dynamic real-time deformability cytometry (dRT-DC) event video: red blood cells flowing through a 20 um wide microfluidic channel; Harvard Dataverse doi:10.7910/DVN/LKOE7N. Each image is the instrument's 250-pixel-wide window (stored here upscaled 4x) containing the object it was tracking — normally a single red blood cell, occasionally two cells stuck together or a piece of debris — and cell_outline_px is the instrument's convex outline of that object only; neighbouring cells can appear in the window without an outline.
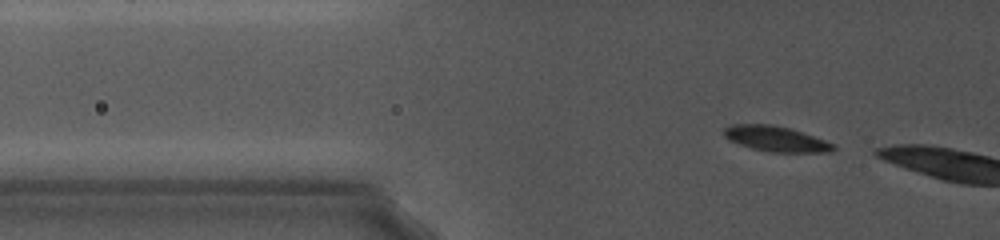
{"species": "common noctule bat (a hibernating species)", "species_latin": "Nyctalus noctula", "temperature_condition": "cold", "stored_images_in_passage": 10, "camera_frame_rate_fps": 5000, "um_per_image_px": 0.085, "animal": {"sex": "female", "body_mass_g": 19.0, "forearm_length_mm": 56.7}, "frame": {"image": 1, "passage_image": 6, "time_ms": 2.0, "image_size_px": [1000, 240], "cell_outline_px": [[836, 148], [832, 152], [768, 152], [752, 148], [728, 140], [724, 136], [724, 128], [732, 124], [772, 124], [792, 128], [836, 144]], "centroid_in_image_um": [65.98, 11.79], "position_along_channel_um": 59.8, "area_um2": 16.36}}